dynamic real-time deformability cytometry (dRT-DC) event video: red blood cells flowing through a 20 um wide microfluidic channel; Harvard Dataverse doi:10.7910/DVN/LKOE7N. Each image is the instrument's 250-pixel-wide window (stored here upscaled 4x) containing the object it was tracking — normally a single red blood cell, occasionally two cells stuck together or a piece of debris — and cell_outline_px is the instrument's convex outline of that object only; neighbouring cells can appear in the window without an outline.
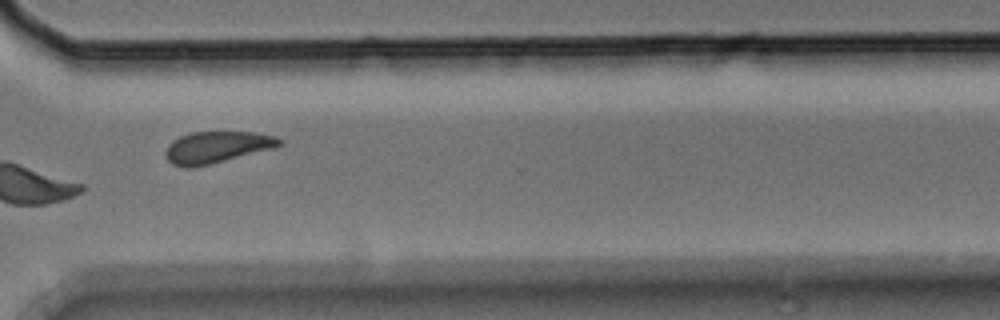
{"species": "Egyptian fruit bat (a non-hibernating species)", "species_latin": "Rousettus aegyptiacus", "temperature_condition": "room temperature", "stored_images_in_passage": 11, "camera_frame_rate_fps": 3000, "um_per_image_px": 0.085, "animal": {"sex": "male"}, "frame": {"image": 1, "passage_image": 8, "time_ms": 2.333, "image_size_px": [1000, 320], "cell_outline_px": [[284, 144], [276, 148], [192, 168], [184, 168], [172, 164], [164, 156], [164, 152], [168, 144], [172, 140], [180, 136], [192, 132], [256, 132], [276, 136], [284, 140]], "centroid_in_image_um": [18.45, 12.51], "position_along_channel_um": 352.2, "area_um2": 21.33}}